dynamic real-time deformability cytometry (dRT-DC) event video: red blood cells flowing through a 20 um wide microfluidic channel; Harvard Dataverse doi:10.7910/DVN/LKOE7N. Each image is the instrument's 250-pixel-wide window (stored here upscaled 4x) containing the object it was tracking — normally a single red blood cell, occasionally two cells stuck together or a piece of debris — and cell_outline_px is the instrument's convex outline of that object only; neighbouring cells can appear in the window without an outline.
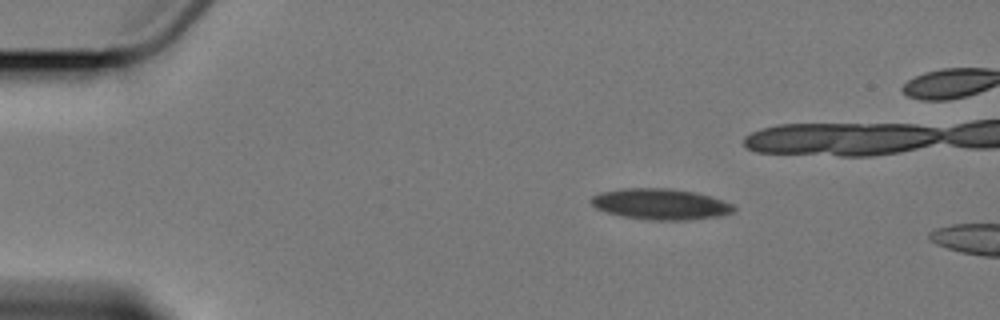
{"species": "Egyptian fruit bat (a non-hibernating species)", "species_latin": "Rousettus aegyptiacus", "temperature_condition": "cold", "stored_images_in_passage": 4, "camera_frame_rate_fps": 3000, "um_per_image_px": 0.085, "animal": {"sex": "female"}, "frame": {"image": 1, "passage_image": 3, "time_ms": 2.333, "image_size_px": [1000, 320], "cell_outline_px": [[736, 208], [732, 212], [720, 216], [688, 220], [652, 220], [624, 216], [608, 212], [596, 208], [588, 200], [592, 196], [600, 192], [624, 188], [668, 188], [696, 192], [712, 196], [732, 204]], "centroid_in_image_um": [56.15, 17.34], "position_along_channel_um": 28.8, "area_um2": 25.72}}